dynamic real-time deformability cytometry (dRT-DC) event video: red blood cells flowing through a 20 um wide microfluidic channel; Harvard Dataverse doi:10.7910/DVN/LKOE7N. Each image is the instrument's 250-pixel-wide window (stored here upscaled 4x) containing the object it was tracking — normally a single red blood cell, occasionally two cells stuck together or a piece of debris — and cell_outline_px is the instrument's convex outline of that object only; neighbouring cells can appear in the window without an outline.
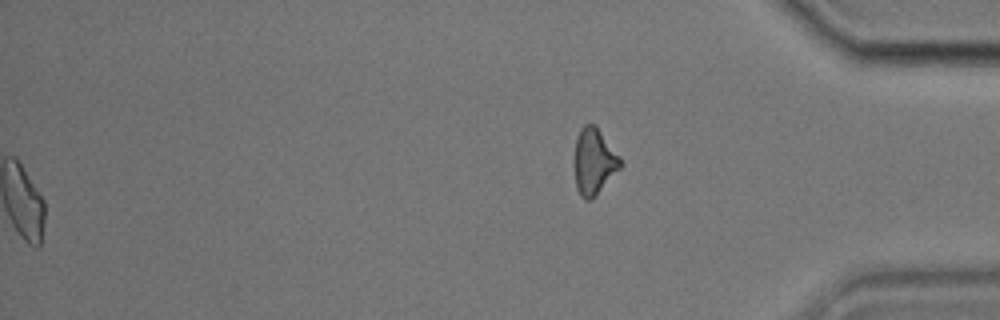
{"species": "common noctule bat (a hibernating species)", "species_latin": "Nyctalus noctula", "temperature_condition": "cold", "stored_images_in_passage": 40, "segment_of_instrument_passage": [2, 2], "camera_frame_rate_fps": 3000, "um_per_image_px": 0.085, "animal": {"sex": "male", "body_mass_g": 17.9}, "frame": {"image": 1, "passage_image": 40, "time_ms": 13.0, "image_size_px": [1000, 320], "cell_outline_px": [[624, 164], [592, 200], [584, 200], [580, 196], [576, 188], [576, 140], [580, 128], [584, 124], [596, 124], [620, 156]], "centroid_in_image_um": [50.53, 13.72], "position_along_channel_um": 384.7, "area_um2": 17.74}}